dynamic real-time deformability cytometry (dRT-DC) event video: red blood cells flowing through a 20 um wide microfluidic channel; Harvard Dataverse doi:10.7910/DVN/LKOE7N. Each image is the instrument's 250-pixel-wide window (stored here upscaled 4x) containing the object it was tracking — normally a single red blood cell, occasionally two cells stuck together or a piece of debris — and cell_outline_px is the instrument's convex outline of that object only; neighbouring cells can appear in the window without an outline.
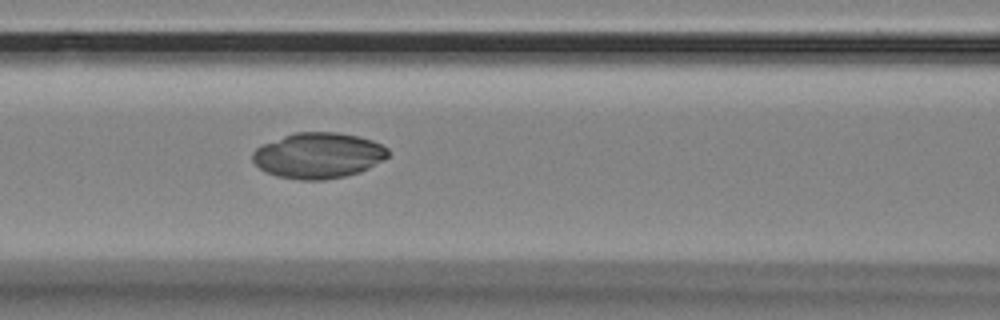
{"species": "Egyptian fruit bat (a non-hibernating species)", "species_latin": "Rousettus aegyptiacus", "temperature_condition": "room temperature", "stored_images_in_passage": 48, "camera_frame_rate_fps": 3000, "um_per_image_px": 0.085, "animal": {"sex": "female"}, "frame": {"image": 1, "passage_image": 21, "time_ms": 6.667, "image_size_px": [1000, 320], "cell_outline_px": [[388, 156], [368, 168], [360, 172], [344, 176], [324, 180], [300, 180], [276, 176], [264, 172], [252, 160], [252, 152], [256, 148], [264, 144], [284, 136], [296, 132], [336, 132], [360, 136], [372, 140], [388, 148]], "centroid_in_image_um": [27.04, 13.22], "position_along_channel_um": 139.6, "area_um2": 36.01}}
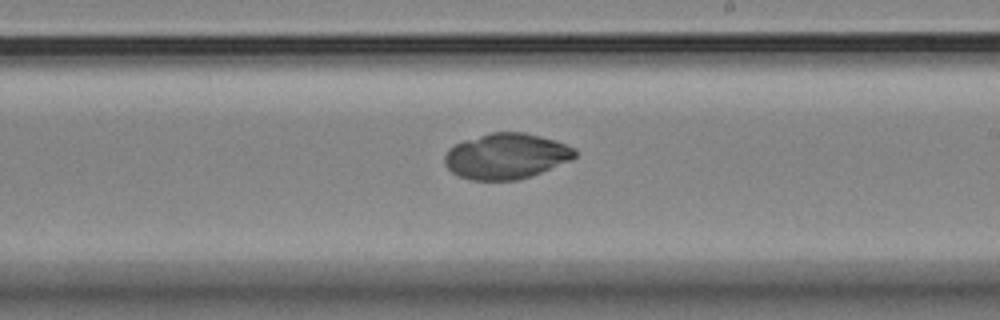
{"frame": {"image": 2, "passage_image": 30, "time_ms": 9.667, "image_size_px": [1000, 320], "cell_outline_px": [[576, 156], [572, 160], [540, 172], [516, 180], [472, 180], [460, 176], [452, 172], [444, 164], [444, 156], [448, 148], [464, 140], [492, 132], [524, 132], [556, 140], [576, 148]], "centroid_in_image_um": [43.03, 13.26], "position_along_channel_um": 246.0, "area_um2": 34.56}}
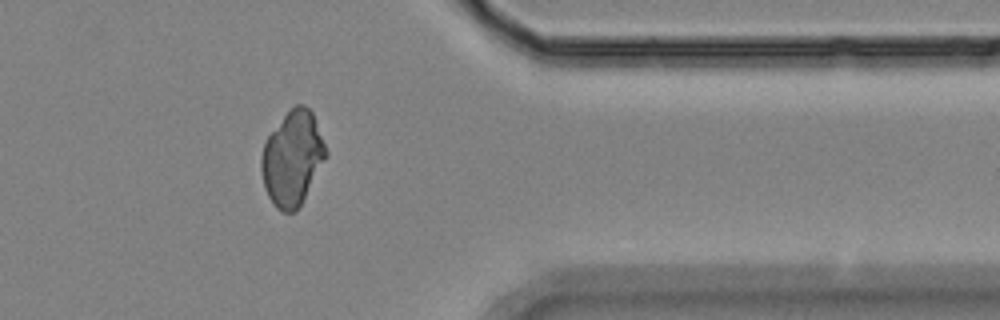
{"frame": {"image": 3, "passage_image": 43, "time_ms": 14.0, "image_size_px": [1000, 320], "cell_outline_px": [[328, 156], [296, 212], [280, 212], [276, 208], [268, 196], [264, 188], [260, 168], [260, 160], [264, 144], [268, 136], [284, 116], [296, 104], [304, 104], [312, 112], [328, 152]], "centroid_in_image_um": [24.85, 13.49], "position_along_channel_um": 386.5, "area_um2": 35.43}}